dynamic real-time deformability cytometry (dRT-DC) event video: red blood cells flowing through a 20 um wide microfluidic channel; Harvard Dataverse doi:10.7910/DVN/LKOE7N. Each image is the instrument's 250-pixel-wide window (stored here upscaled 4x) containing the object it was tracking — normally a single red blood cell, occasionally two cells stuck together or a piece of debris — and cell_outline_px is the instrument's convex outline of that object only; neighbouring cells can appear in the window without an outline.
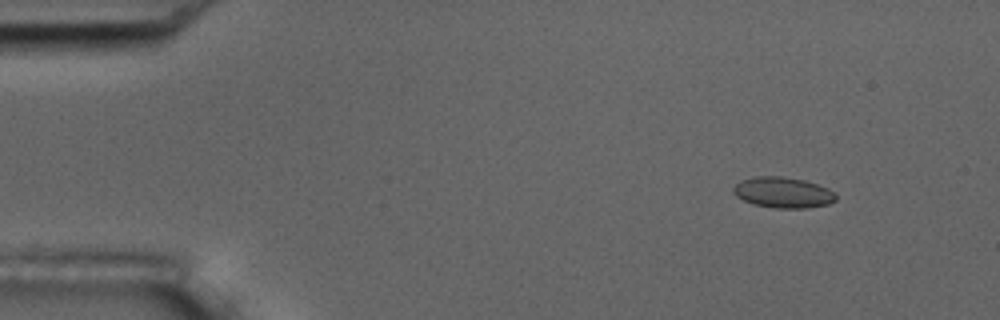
{"species": "common noctule bat (a hibernating species)", "species_latin": "Nyctalus noctula", "temperature_condition": "room temperature", "stored_images_in_passage": 4, "camera_frame_rate_fps": 3000, "um_per_image_px": 0.085, "animal": {"sex": "male", "body_mass_g": 17.5, "forearm_length_mm": 52.3}, "frame": {"image": 1, "passage_image": 2, "time_ms": 0.333, "image_size_px": [1000, 320], "cell_outline_px": [[836, 200], [828, 204], [804, 208], [776, 208], [752, 204], [736, 196], [732, 192], [732, 188], [740, 180], [756, 176], [780, 176], [804, 180], [828, 188], [836, 196]], "centroid_in_image_um": [66.51, 16.36], "position_along_channel_um": 18.5, "area_um2": 18.32}}